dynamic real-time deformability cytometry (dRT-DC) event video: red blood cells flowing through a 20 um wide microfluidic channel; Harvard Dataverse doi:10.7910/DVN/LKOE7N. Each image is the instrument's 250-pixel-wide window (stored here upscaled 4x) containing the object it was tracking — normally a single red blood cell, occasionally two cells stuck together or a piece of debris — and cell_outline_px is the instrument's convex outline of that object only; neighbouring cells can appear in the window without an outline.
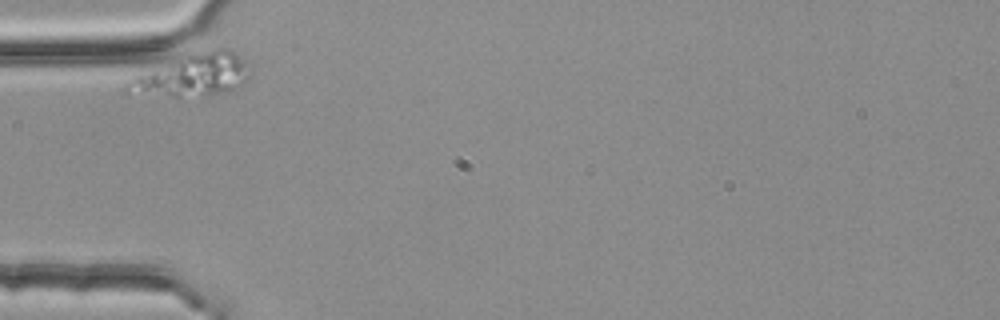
{"species": "common noctule bat (a hibernating species)", "species_latin": "Nyctalus noctula", "temperature_condition": "room temperature", "stored_images_in_passage": 2, "camera_frame_rate_fps": 3000, "um_per_image_px": 0.085, "animal": {"sex": "female", "body_mass_g": 25.1}, "frame": {"image": 1, "passage_image": 1, "time_ms": 0.0, "image_size_px": [1000, 320], "cell_outline_px": [[252, 68], [248, 76], [244, 80], [228, 92], [208, 96], [180, 100], [176, 100], [124, 96], [124, 84], [180, 52], [220, 48], [228, 48], [244, 60]], "centroid_in_image_um": [16.23, 6.45], "position_along_channel_um": 68.8, "area_um2": 32.71}}